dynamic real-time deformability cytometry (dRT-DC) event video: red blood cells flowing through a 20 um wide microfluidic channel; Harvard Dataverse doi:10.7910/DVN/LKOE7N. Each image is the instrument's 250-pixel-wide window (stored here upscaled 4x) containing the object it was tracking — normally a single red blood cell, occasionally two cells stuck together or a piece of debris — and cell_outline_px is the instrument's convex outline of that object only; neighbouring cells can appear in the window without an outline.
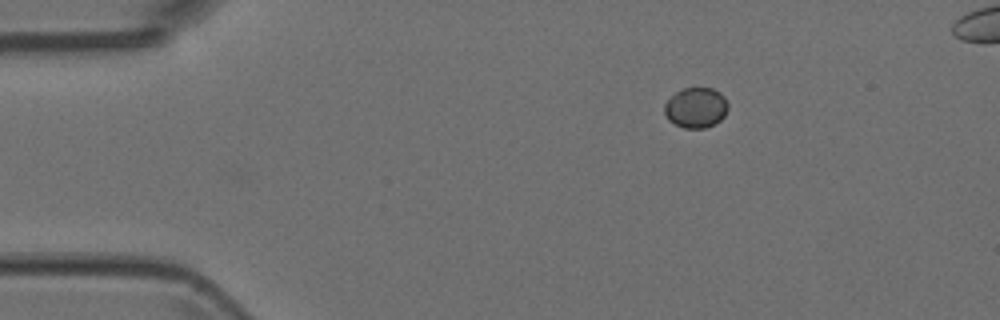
{"species": "Egyptian fruit bat (a non-hibernating species)", "species_latin": "Rousettus aegyptiacus", "temperature_condition": "room temperature", "stored_images_in_passage": 4, "camera_frame_rate_fps": 3000, "um_per_image_px": 0.085, "animal": {"sex": "female"}, "frame": {"image": 1, "passage_image": 1, "time_ms": 0.0, "image_size_px": [1000, 320], "cell_outline_px": [[728, 108], [724, 116], [720, 120], [704, 128], [684, 128], [668, 120], [664, 112], [664, 104], [676, 92], [684, 88], [712, 88], [720, 92], [724, 96], [728, 104]], "centroid_in_image_um": [59.15, 9.15], "position_along_channel_um": 25.8, "area_um2": 14.85}}